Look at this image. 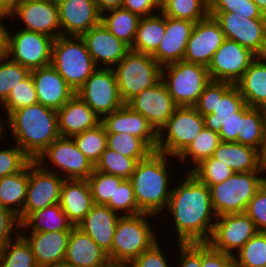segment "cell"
I'll use <instances>...</instances> for the list:
<instances>
[{"instance_id": "1", "label": "cell", "mask_w": 266, "mask_h": 267, "mask_svg": "<svg viewBox=\"0 0 266 267\" xmlns=\"http://www.w3.org/2000/svg\"><path fill=\"white\" fill-rule=\"evenodd\" d=\"M184 181L173 182L168 210L178 243H207L217 219L211 202L210 188L190 171Z\"/></svg>"}, {"instance_id": "2", "label": "cell", "mask_w": 266, "mask_h": 267, "mask_svg": "<svg viewBox=\"0 0 266 267\" xmlns=\"http://www.w3.org/2000/svg\"><path fill=\"white\" fill-rule=\"evenodd\" d=\"M5 119L14 144L34 161L60 137L57 111L40 103L14 110Z\"/></svg>"}, {"instance_id": "3", "label": "cell", "mask_w": 266, "mask_h": 267, "mask_svg": "<svg viewBox=\"0 0 266 267\" xmlns=\"http://www.w3.org/2000/svg\"><path fill=\"white\" fill-rule=\"evenodd\" d=\"M169 158L171 156L167 154L153 151L147 158L137 163L129 179L142 213L159 216L167 209L173 188L170 187L172 175L169 174L171 170L168 166Z\"/></svg>"}, {"instance_id": "4", "label": "cell", "mask_w": 266, "mask_h": 267, "mask_svg": "<svg viewBox=\"0 0 266 267\" xmlns=\"http://www.w3.org/2000/svg\"><path fill=\"white\" fill-rule=\"evenodd\" d=\"M151 217L152 220L156 218L146 213L120 216L108 259L132 262L159 241L160 238H157L156 232L154 233L155 229L151 227L152 223L149 220Z\"/></svg>"}, {"instance_id": "5", "label": "cell", "mask_w": 266, "mask_h": 267, "mask_svg": "<svg viewBox=\"0 0 266 267\" xmlns=\"http://www.w3.org/2000/svg\"><path fill=\"white\" fill-rule=\"evenodd\" d=\"M51 66L75 92L98 69L84 40L77 36H59L53 41Z\"/></svg>"}, {"instance_id": "6", "label": "cell", "mask_w": 266, "mask_h": 267, "mask_svg": "<svg viewBox=\"0 0 266 267\" xmlns=\"http://www.w3.org/2000/svg\"><path fill=\"white\" fill-rule=\"evenodd\" d=\"M121 99L126 104L162 80V66L150 55L130 49L113 68Z\"/></svg>"}, {"instance_id": "7", "label": "cell", "mask_w": 266, "mask_h": 267, "mask_svg": "<svg viewBox=\"0 0 266 267\" xmlns=\"http://www.w3.org/2000/svg\"><path fill=\"white\" fill-rule=\"evenodd\" d=\"M262 172V174H261ZM266 171L234 173L222 183L211 185V202L218 216L243 213L251 198L266 181Z\"/></svg>"}, {"instance_id": "8", "label": "cell", "mask_w": 266, "mask_h": 267, "mask_svg": "<svg viewBox=\"0 0 266 267\" xmlns=\"http://www.w3.org/2000/svg\"><path fill=\"white\" fill-rule=\"evenodd\" d=\"M162 81L178 107H193L212 80L207 67L181 60L162 66Z\"/></svg>"}, {"instance_id": "9", "label": "cell", "mask_w": 266, "mask_h": 267, "mask_svg": "<svg viewBox=\"0 0 266 267\" xmlns=\"http://www.w3.org/2000/svg\"><path fill=\"white\" fill-rule=\"evenodd\" d=\"M245 104L236 85L211 81L193 107L204 117L205 128L219 133L223 122L234 117Z\"/></svg>"}, {"instance_id": "10", "label": "cell", "mask_w": 266, "mask_h": 267, "mask_svg": "<svg viewBox=\"0 0 266 267\" xmlns=\"http://www.w3.org/2000/svg\"><path fill=\"white\" fill-rule=\"evenodd\" d=\"M204 128V117L194 107H177L157 133L156 151L174 160Z\"/></svg>"}, {"instance_id": "11", "label": "cell", "mask_w": 266, "mask_h": 267, "mask_svg": "<svg viewBox=\"0 0 266 267\" xmlns=\"http://www.w3.org/2000/svg\"><path fill=\"white\" fill-rule=\"evenodd\" d=\"M35 162L64 179L87 180L94 170V164L78 149L71 137L57 138Z\"/></svg>"}, {"instance_id": "12", "label": "cell", "mask_w": 266, "mask_h": 267, "mask_svg": "<svg viewBox=\"0 0 266 267\" xmlns=\"http://www.w3.org/2000/svg\"><path fill=\"white\" fill-rule=\"evenodd\" d=\"M64 180L59 174L43 169L32 160L28 164V186L24 208L17 216L19 224L32 212L60 203Z\"/></svg>"}, {"instance_id": "13", "label": "cell", "mask_w": 266, "mask_h": 267, "mask_svg": "<svg viewBox=\"0 0 266 267\" xmlns=\"http://www.w3.org/2000/svg\"><path fill=\"white\" fill-rule=\"evenodd\" d=\"M9 31L8 58L31 70L51 65L54 39L37 32Z\"/></svg>"}, {"instance_id": "14", "label": "cell", "mask_w": 266, "mask_h": 267, "mask_svg": "<svg viewBox=\"0 0 266 267\" xmlns=\"http://www.w3.org/2000/svg\"><path fill=\"white\" fill-rule=\"evenodd\" d=\"M100 118L120 109L121 99L113 69L98 68L76 92Z\"/></svg>"}, {"instance_id": "15", "label": "cell", "mask_w": 266, "mask_h": 267, "mask_svg": "<svg viewBox=\"0 0 266 267\" xmlns=\"http://www.w3.org/2000/svg\"><path fill=\"white\" fill-rule=\"evenodd\" d=\"M226 39L236 41L257 56H266V19H251L232 12H209Z\"/></svg>"}, {"instance_id": "16", "label": "cell", "mask_w": 266, "mask_h": 267, "mask_svg": "<svg viewBox=\"0 0 266 267\" xmlns=\"http://www.w3.org/2000/svg\"><path fill=\"white\" fill-rule=\"evenodd\" d=\"M257 232L253 220L245 212L224 214L217 217L207 243L217 251L234 256Z\"/></svg>"}, {"instance_id": "17", "label": "cell", "mask_w": 266, "mask_h": 267, "mask_svg": "<svg viewBox=\"0 0 266 267\" xmlns=\"http://www.w3.org/2000/svg\"><path fill=\"white\" fill-rule=\"evenodd\" d=\"M257 57L236 41L225 39L207 67L210 78L235 85Z\"/></svg>"}, {"instance_id": "18", "label": "cell", "mask_w": 266, "mask_h": 267, "mask_svg": "<svg viewBox=\"0 0 266 267\" xmlns=\"http://www.w3.org/2000/svg\"><path fill=\"white\" fill-rule=\"evenodd\" d=\"M17 16V17H16ZM25 25L23 30L47 35L54 40L62 36L56 0L43 2H21L9 15Z\"/></svg>"}, {"instance_id": "19", "label": "cell", "mask_w": 266, "mask_h": 267, "mask_svg": "<svg viewBox=\"0 0 266 267\" xmlns=\"http://www.w3.org/2000/svg\"><path fill=\"white\" fill-rule=\"evenodd\" d=\"M126 105L145 117L157 133L178 107L162 80L155 86L144 89Z\"/></svg>"}, {"instance_id": "20", "label": "cell", "mask_w": 266, "mask_h": 267, "mask_svg": "<svg viewBox=\"0 0 266 267\" xmlns=\"http://www.w3.org/2000/svg\"><path fill=\"white\" fill-rule=\"evenodd\" d=\"M225 39L218 22L213 16L208 15L195 23L183 60L208 67Z\"/></svg>"}, {"instance_id": "21", "label": "cell", "mask_w": 266, "mask_h": 267, "mask_svg": "<svg viewBox=\"0 0 266 267\" xmlns=\"http://www.w3.org/2000/svg\"><path fill=\"white\" fill-rule=\"evenodd\" d=\"M81 38L97 68L113 69L130 50V47L117 39L102 22L84 33Z\"/></svg>"}, {"instance_id": "22", "label": "cell", "mask_w": 266, "mask_h": 267, "mask_svg": "<svg viewBox=\"0 0 266 267\" xmlns=\"http://www.w3.org/2000/svg\"><path fill=\"white\" fill-rule=\"evenodd\" d=\"M62 36L81 37L101 22L94 0H56Z\"/></svg>"}, {"instance_id": "23", "label": "cell", "mask_w": 266, "mask_h": 267, "mask_svg": "<svg viewBox=\"0 0 266 267\" xmlns=\"http://www.w3.org/2000/svg\"><path fill=\"white\" fill-rule=\"evenodd\" d=\"M101 124L106 133H127L142 139L153 151H156L157 132L140 113L124 104L120 109L104 115Z\"/></svg>"}, {"instance_id": "24", "label": "cell", "mask_w": 266, "mask_h": 267, "mask_svg": "<svg viewBox=\"0 0 266 267\" xmlns=\"http://www.w3.org/2000/svg\"><path fill=\"white\" fill-rule=\"evenodd\" d=\"M30 74L38 103L43 106L58 111L76 94L51 65L31 70Z\"/></svg>"}, {"instance_id": "25", "label": "cell", "mask_w": 266, "mask_h": 267, "mask_svg": "<svg viewBox=\"0 0 266 267\" xmlns=\"http://www.w3.org/2000/svg\"><path fill=\"white\" fill-rule=\"evenodd\" d=\"M195 22L166 17V29L157 50L151 55L159 65L183 60Z\"/></svg>"}, {"instance_id": "26", "label": "cell", "mask_w": 266, "mask_h": 267, "mask_svg": "<svg viewBox=\"0 0 266 267\" xmlns=\"http://www.w3.org/2000/svg\"><path fill=\"white\" fill-rule=\"evenodd\" d=\"M19 233L30 244L38 267H53L64 260L70 231Z\"/></svg>"}, {"instance_id": "27", "label": "cell", "mask_w": 266, "mask_h": 267, "mask_svg": "<svg viewBox=\"0 0 266 267\" xmlns=\"http://www.w3.org/2000/svg\"><path fill=\"white\" fill-rule=\"evenodd\" d=\"M120 216L107 205L93 204L91 210L77 227L93 239L108 255L112 249L113 236Z\"/></svg>"}, {"instance_id": "28", "label": "cell", "mask_w": 266, "mask_h": 267, "mask_svg": "<svg viewBox=\"0 0 266 267\" xmlns=\"http://www.w3.org/2000/svg\"><path fill=\"white\" fill-rule=\"evenodd\" d=\"M60 137H73L101 124V118L76 94L57 111Z\"/></svg>"}, {"instance_id": "29", "label": "cell", "mask_w": 266, "mask_h": 267, "mask_svg": "<svg viewBox=\"0 0 266 267\" xmlns=\"http://www.w3.org/2000/svg\"><path fill=\"white\" fill-rule=\"evenodd\" d=\"M93 204L88 180L65 179L63 181L60 206L74 226L84 219Z\"/></svg>"}, {"instance_id": "30", "label": "cell", "mask_w": 266, "mask_h": 267, "mask_svg": "<svg viewBox=\"0 0 266 267\" xmlns=\"http://www.w3.org/2000/svg\"><path fill=\"white\" fill-rule=\"evenodd\" d=\"M64 260L77 267H100L109 259L93 239L74 226L70 231Z\"/></svg>"}, {"instance_id": "31", "label": "cell", "mask_w": 266, "mask_h": 267, "mask_svg": "<svg viewBox=\"0 0 266 267\" xmlns=\"http://www.w3.org/2000/svg\"><path fill=\"white\" fill-rule=\"evenodd\" d=\"M235 173L266 171L263 167L260 151L237 142H220L212 155Z\"/></svg>"}, {"instance_id": "32", "label": "cell", "mask_w": 266, "mask_h": 267, "mask_svg": "<svg viewBox=\"0 0 266 267\" xmlns=\"http://www.w3.org/2000/svg\"><path fill=\"white\" fill-rule=\"evenodd\" d=\"M235 85L248 106L266 109V56H258Z\"/></svg>"}, {"instance_id": "33", "label": "cell", "mask_w": 266, "mask_h": 267, "mask_svg": "<svg viewBox=\"0 0 266 267\" xmlns=\"http://www.w3.org/2000/svg\"><path fill=\"white\" fill-rule=\"evenodd\" d=\"M74 225L62 210L60 203L32 212L19 226V231H71Z\"/></svg>"}, {"instance_id": "34", "label": "cell", "mask_w": 266, "mask_h": 267, "mask_svg": "<svg viewBox=\"0 0 266 267\" xmlns=\"http://www.w3.org/2000/svg\"><path fill=\"white\" fill-rule=\"evenodd\" d=\"M166 29V16L159 12L139 20L133 45L130 49L152 55L163 39Z\"/></svg>"}, {"instance_id": "35", "label": "cell", "mask_w": 266, "mask_h": 267, "mask_svg": "<svg viewBox=\"0 0 266 267\" xmlns=\"http://www.w3.org/2000/svg\"><path fill=\"white\" fill-rule=\"evenodd\" d=\"M28 186V165L20 172L0 179V205L18 216L24 208Z\"/></svg>"}, {"instance_id": "36", "label": "cell", "mask_w": 266, "mask_h": 267, "mask_svg": "<svg viewBox=\"0 0 266 267\" xmlns=\"http://www.w3.org/2000/svg\"><path fill=\"white\" fill-rule=\"evenodd\" d=\"M140 17L123 7L101 14V22L117 38L130 48L133 45Z\"/></svg>"}, {"instance_id": "37", "label": "cell", "mask_w": 266, "mask_h": 267, "mask_svg": "<svg viewBox=\"0 0 266 267\" xmlns=\"http://www.w3.org/2000/svg\"><path fill=\"white\" fill-rule=\"evenodd\" d=\"M266 124V109L250 107L245 104L242 107L241 135L237 137V143L253 147L260 151Z\"/></svg>"}, {"instance_id": "38", "label": "cell", "mask_w": 266, "mask_h": 267, "mask_svg": "<svg viewBox=\"0 0 266 267\" xmlns=\"http://www.w3.org/2000/svg\"><path fill=\"white\" fill-rule=\"evenodd\" d=\"M166 17L199 22L209 15V0H161Z\"/></svg>"}, {"instance_id": "39", "label": "cell", "mask_w": 266, "mask_h": 267, "mask_svg": "<svg viewBox=\"0 0 266 267\" xmlns=\"http://www.w3.org/2000/svg\"><path fill=\"white\" fill-rule=\"evenodd\" d=\"M0 267H38L30 244L20 233L0 249Z\"/></svg>"}, {"instance_id": "40", "label": "cell", "mask_w": 266, "mask_h": 267, "mask_svg": "<svg viewBox=\"0 0 266 267\" xmlns=\"http://www.w3.org/2000/svg\"><path fill=\"white\" fill-rule=\"evenodd\" d=\"M220 137L217 132L204 128L196 139L176 158L182 164L188 159L194 168L203 159L209 158L220 143Z\"/></svg>"}, {"instance_id": "41", "label": "cell", "mask_w": 266, "mask_h": 267, "mask_svg": "<svg viewBox=\"0 0 266 267\" xmlns=\"http://www.w3.org/2000/svg\"><path fill=\"white\" fill-rule=\"evenodd\" d=\"M143 159L145 158H130L106 147L94 165V170L115 175L123 179H130L137 163Z\"/></svg>"}, {"instance_id": "42", "label": "cell", "mask_w": 266, "mask_h": 267, "mask_svg": "<svg viewBox=\"0 0 266 267\" xmlns=\"http://www.w3.org/2000/svg\"><path fill=\"white\" fill-rule=\"evenodd\" d=\"M235 267H266V232H257L235 253Z\"/></svg>"}, {"instance_id": "43", "label": "cell", "mask_w": 266, "mask_h": 267, "mask_svg": "<svg viewBox=\"0 0 266 267\" xmlns=\"http://www.w3.org/2000/svg\"><path fill=\"white\" fill-rule=\"evenodd\" d=\"M78 149L95 165L107 147V133L102 124L74 135Z\"/></svg>"}, {"instance_id": "44", "label": "cell", "mask_w": 266, "mask_h": 267, "mask_svg": "<svg viewBox=\"0 0 266 267\" xmlns=\"http://www.w3.org/2000/svg\"><path fill=\"white\" fill-rule=\"evenodd\" d=\"M106 145L130 158H147L153 152L142 139L127 133H107Z\"/></svg>"}, {"instance_id": "45", "label": "cell", "mask_w": 266, "mask_h": 267, "mask_svg": "<svg viewBox=\"0 0 266 267\" xmlns=\"http://www.w3.org/2000/svg\"><path fill=\"white\" fill-rule=\"evenodd\" d=\"M87 180L90 185L93 203L106 205L110 200H114L116 187H118L124 179L98 170H93V173Z\"/></svg>"}, {"instance_id": "46", "label": "cell", "mask_w": 266, "mask_h": 267, "mask_svg": "<svg viewBox=\"0 0 266 267\" xmlns=\"http://www.w3.org/2000/svg\"><path fill=\"white\" fill-rule=\"evenodd\" d=\"M189 171L208 187L222 183L235 173L226 164H223L220 160L212 156L203 159L193 169L189 168L188 172Z\"/></svg>"}, {"instance_id": "47", "label": "cell", "mask_w": 266, "mask_h": 267, "mask_svg": "<svg viewBox=\"0 0 266 267\" xmlns=\"http://www.w3.org/2000/svg\"><path fill=\"white\" fill-rule=\"evenodd\" d=\"M36 103H38V98L35 84L30 74L25 80L12 89L8 98L0 106L5 109L4 111L6 114L3 115L8 117L14 110Z\"/></svg>"}, {"instance_id": "48", "label": "cell", "mask_w": 266, "mask_h": 267, "mask_svg": "<svg viewBox=\"0 0 266 267\" xmlns=\"http://www.w3.org/2000/svg\"><path fill=\"white\" fill-rule=\"evenodd\" d=\"M30 72L9 58L0 60V104L8 98L12 89L30 75Z\"/></svg>"}, {"instance_id": "49", "label": "cell", "mask_w": 266, "mask_h": 267, "mask_svg": "<svg viewBox=\"0 0 266 267\" xmlns=\"http://www.w3.org/2000/svg\"><path fill=\"white\" fill-rule=\"evenodd\" d=\"M106 205L118 214L120 213L121 216L142 214L138 208L133 186L129 179H124L116 187L114 200H110Z\"/></svg>"}, {"instance_id": "50", "label": "cell", "mask_w": 266, "mask_h": 267, "mask_svg": "<svg viewBox=\"0 0 266 267\" xmlns=\"http://www.w3.org/2000/svg\"><path fill=\"white\" fill-rule=\"evenodd\" d=\"M209 12H232L251 19H266L253 0H209Z\"/></svg>"}, {"instance_id": "51", "label": "cell", "mask_w": 266, "mask_h": 267, "mask_svg": "<svg viewBox=\"0 0 266 267\" xmlns=\"http://www.w3.org/2000/svg\"><path fill=\"white\" fill-rule=\"evenodd\" d=\"M12 146L0 148V179L22 171L32 161L16 144Z\"/></svg>"}, {"instance_id": "52", "label": "cell", "mask_w": 266, "mask_h": 267, "mask_svg": "<svg viewBox=\"0 0 266 267\" xmlns=\"http://www.w3.org/2000/svg\"><path fill=\"white\" fill-rule=\"evenodd\" d=\"M245 213L253 220L258 232H266V181L249 201Z\"/></svg>"}, {"instance_id": "53", "label": "cell", "mask_w": 266, "mask_h": 267, "mask_svg": "<svg viewBox=\"0 0 266 267\" xmlns=\"http://www.w3.org/2000/svg\"><path fill=\"white\" fill-rule=\"evenodd\" d=\"M161 243L157 241L150 249L144 251L140 256L135 258L131 264L133 267H170L165 252L161 250Z\"/></svg>"}, {"instance_id": "54", "label": "cell", "mask_w": 266, "mask_h": 267, "mask_svg": "<svg viewBox=\"0 0 266 267\" xmlns=\"http://www.w3.org/2000/svg\"><path fill=\"white\" fill-rule=\"evenodd\" d=\"M201 267H235L234 257L201 243Z\"/></svg>"}, {"instance_id": "55", "label": "cell", "mask_w": 266, "mask_h": 267, "mask_svg": "<svg viewBox=\"0 0 266 267\" xmlns=\"http://www.w3.org/2000/svg\"><path fill=\"white\" fill-rule=\"evenodd\" d=\"M19 226L17 216L0 205V249L19 233Z\"/></svg>"}, {"instance_id": "56", "label": "cell", "mask_w": 266, "mask_h": 267, "mask_svg": "<svg viewBox=\"0 0 266 267\" xmlns=\"http://www.w3.org/2000/svg\"><path fill=\"white\" fill-rule=\"evenodd\" d=\"M178 267H201V243H176Z\"/></svg>"}, {"instance_id": "57", "label": "cell", "mask_w": 266, "mask_h": 267, "mask_svg": "<svg viewBox=\"0 0 266 267\" xmlns=\"http://www.w3.org/2000/svg\"><path fill=\"white\" fill-rule=\"evenodd\" d=\"M122 7L142 18L161 12V0H123Z\"/></svg>"}, {"instance_id": "58", "label": "cell", "mask_w": 266, "mask_h": 267, "mask_svg": "<svg viewBox=\"0 0 266 267\" xmlns=\"http://www.w3.org/2000/svg\"><path fill=\"white\" fill-rule=\"evenodd\" d=\"M242 108L234 114V117L225 120L219 131L220 141L237 142L238 135H241Z\"/></svg>"}, {"instance_id": "59", "label": "cell", "mask_w": 266, "mask_h": 267, "mask_svg": "<svg viewBox=\"0 0 266 267\" xmlns=\"http://www.w3.org/2000/svg\"><path fill=\"white\" fill-rule=\"evenodd\" d=\"M7 18L8 16L0 15V60L8 58L9 30L7 29V25L4 24Z\"/></svg>"}, {"instance_id": "60", "label": "cell", "mask_w": 266, "mask_h": 267, "mask_svg": "<svg viewBox=\"0 0 266 267\" xmlns=\"http://www.w3.org/2000/svg\"><path fill=\"white\" fill-rule=\"evenodd\" d=\"M94 2L101 14L105 11L121 8L123 6V0H94Z\"/></svg>"}, {"instance_id": "61", "label": "cell", "mask_w": 266, "mask_h": 267, "mask_svg": "<svg viewBox=\"0 0 266 267\" xmlns=\"http://www.w3.org/2000/svg\"><path fill=\"white\" fill-rule=\"evenodd\" d=\"M20 3L21 0H0V15L8 16Z\"/></svg>"}, {"instance_id": "62", "label": "cell", "mask_w": 266, "mask_h": 267, "mask_svg": "<svg viewBox=\"0 0 266 267\" xmlns=\"http://www.w3.org/2000/svg\"><path fill=\"white\" fill-rule=\"evenodd\" d=\"M100 267H133L131 262L111 261L108 260L105 264Z\"/></svg>"}, {"instance_id": "63", "label": "cell", "mask_w": 266, "mask_h": 267, "mask_svg": "<svg viewBox=\"0 0 266 267\" xmlns=\"http://www.w3.org/2000/svg\"><path fill=\"white\" fill-rule=\"evenodd\" d=\"M260 156H261L263 167L266 169V124H265V129H264L263 144L260 149Z\"/></svg>"}, {"instance_id": "64", "label": "cell", "mask_w": 266, "mask_h": 267, "mask_svg": "<svg viewBox=\"0 0 266 267\" xmlns=\"http://www.w3.org/2000/svg\"><path fill=\"white\" fill-rule=\"evenodd\" d=\"M253 2L259 7L262 13L266 16V0H253Z\"/></svg>"}, {"instance_id": "65", "label": "cell", "mask_w": 266, "mask_h": 267, "mask_svg": "<svg viewBox=\"0 0 266 267\" xmlns=\"http://www.w3.org/2000/svg\"><path fill=\"white\" fill-rule=\"evenodd\" d=\"M53 267H77V266L63 260V261H60L59 263L55 264Z\"/></svg>"}, {"instance_id": "66", "label": "cell", "mask_w": 266, "mask_h": 267, "mask_svg": "<svg viewBox=\"0 0 266 267\" xmlns=\"http://www.w3.org/2000/svg\"><path fill=\"white\" fill-rule=\"evenodd\" d=\"M4 122V123H3ZM6 121H4V118H2L1 116H0V138H2V136L4 135L5 136V134L3 133V132H7V131H4V130H7L6 128L4 129V127H6L4 124H6L5 123ZM4 125V126H3Z\"/></svg>"}, {"instance_id": "67", "label": "cell", "mask_w": 266, "mask_h": 267, "mask_svg": "<svg viewBox=\"0 0 266 267\" xmlns=\"http://www.w3.org/2000/svg\"><path fill=\"white\" fill-rule=\"evenodd\" d=\"M43 1H50V0H21V2H43Z\"/></svg>"}]
</instances>
